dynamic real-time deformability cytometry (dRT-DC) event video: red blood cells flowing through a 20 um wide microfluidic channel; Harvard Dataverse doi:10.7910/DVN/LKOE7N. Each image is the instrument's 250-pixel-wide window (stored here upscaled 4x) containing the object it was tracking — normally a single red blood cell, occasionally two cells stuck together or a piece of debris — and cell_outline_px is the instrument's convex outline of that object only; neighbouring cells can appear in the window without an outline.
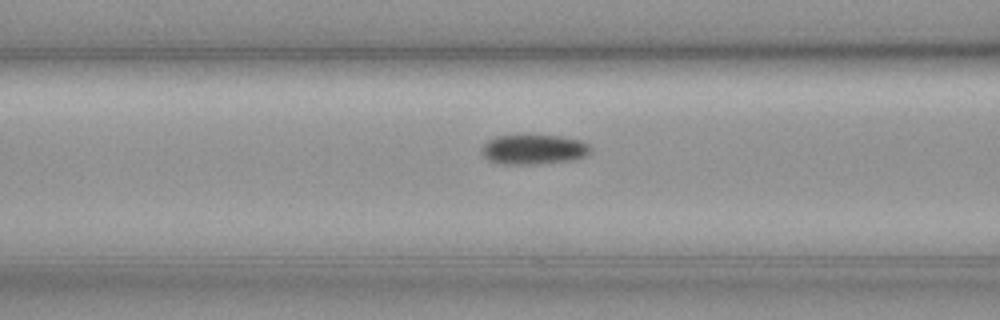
{"species": "common noctule bat (a hibernating species)", "species_latin": "Nyctalus noctula", "temperature_condition": "cold", "stored_images_in_passage": 55, "segment_of_instrument_passage": [1, 2], "camera_frame_rate_fps": 3000, "um_per_image_px": 0.085, "animal": {"sex": "female", "body_mass_g": 19.3, "forearm_length_mm": 54.1}, "frame": {"image": 1, "passage_image": 19, "time_ms": 6.0, "image_size_px": [1000, 320], "cell_outline_px": [[592, 152], [584, 156], [572, 160], [532, 164], [504, 164], [488, 160], [480, 152], [480, 148], [488, 140], [496, 136], [560, 136], [580, 140], [588, 144]], "centroid_in_image_um": [45.34, 12.71], "position_along_channel_um": 121.3, "area_um2": 18.73}}
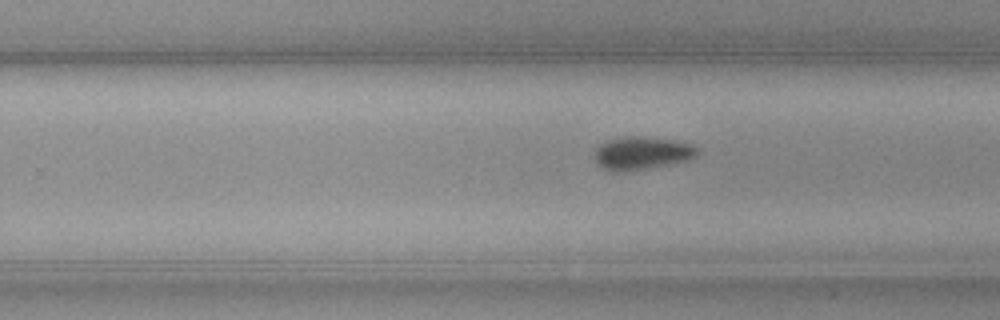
{"frame": {"image": 2, "passage_image": 32, "time_ms": 10.333, "image_size_px": [1000, 320], "cell_outline_px": [[696, 156], [688, 160], [668, 164], [624, 172], [616, 172], [604, 168], [596, 160], [596, 148], [600, 144], [608, 140], [624, 136], [644, 136], [672, 140], [692, 144], [696, 148]], "centroid_in_image_um": [54.55, 13.0], "position_along_channel_um": 275.3, "area_um2": 19.42}}
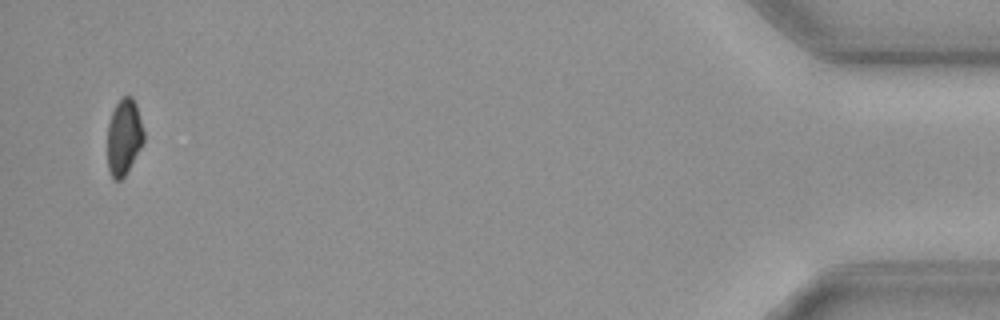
{"frame": {"image": 3, "passage_image": 52, "time_ms": 17.0, "image_size_px": [1000, 320], "cell_outline_px": [[144, 140], [140, 148], [124, 176], [120, 180], [112, 180], [108, 168], [108, 124], [112, 112], [116, 104], [124, 96], [132, 96], [136, 104], [144, 132]], "centroid_in_image_um": [10.53, 11.65], "position_along_channel_um": 424.7, "area_um2": 15.9}}